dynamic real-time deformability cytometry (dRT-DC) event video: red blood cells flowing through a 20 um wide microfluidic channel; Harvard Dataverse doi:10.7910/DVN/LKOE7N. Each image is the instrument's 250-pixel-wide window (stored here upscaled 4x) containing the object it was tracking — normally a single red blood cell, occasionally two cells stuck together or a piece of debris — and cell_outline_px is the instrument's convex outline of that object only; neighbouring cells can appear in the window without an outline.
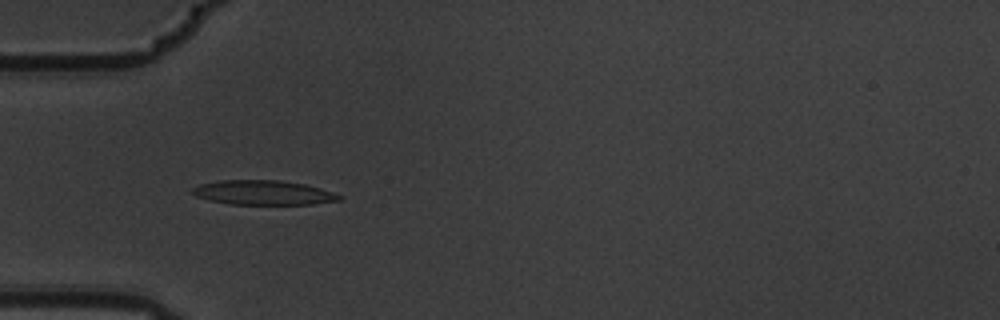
{"species": "common noctule bat (a hibernating species)", "species_latin": "Nyctalus noctula", "temperature_condition": "warm", "stored_images_in_passage": 10, "camera_frame_rate_fps": 3000, "um_per_image_px": 0.085, "animal": {"sex": "male", "body_mass_g": 19.5, "forearm_length_mm": 54.6}, "frame": {"image": 1, "passage_image": 5, "time_ms": 1.333, "image_size_px": [1000, 320], "cell_outline_px": [[344, 196], [340, 200], [312, 204], [228, 204], [208, 200], [196, 196], [192, 192], [192, 188], [200, 184], [220, 180], [280, 180], [304, 184], [320, 188]], "centroid_in_image_um": [22.37, 16.37], "position_along_channel_um": 62.6, "area_um2": 20.92}}
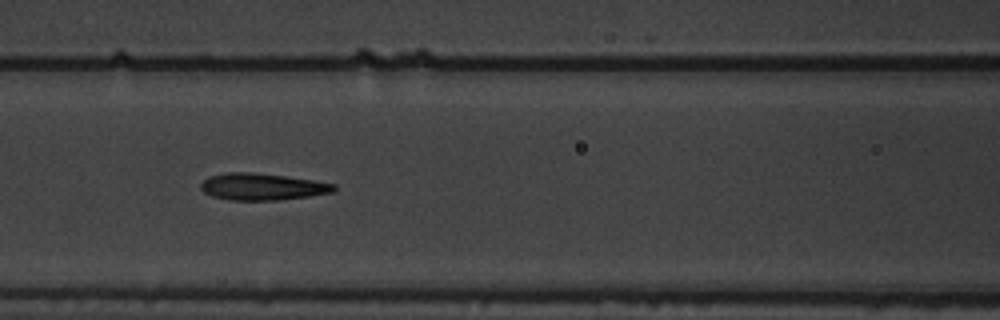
{"frame": {"image": 2, "passage_image": 7, "time_ms": 2.0, "image_size_px": [1000, 320], "cell_outline_px": [[336, 192], [308, 196], [276, 200], [228, 200], [212, 196], [204, 192], [200, 188], [200, 184], [208, 176], [228, 172], [252, 172], [284, 176], [312, 180], [336, 184]], "centroid_in_image_um": [22.28, 15.87], "position_along_channel_um": 144.3, "area_um2": 20.81}}
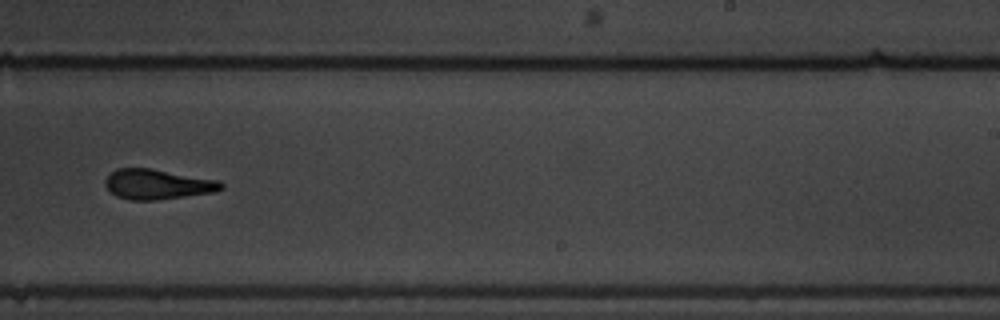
{"frame": {"image": 3, "passage_image": 10, "time_ms": 3.0, "image_size_px": [1000, 320], "cell_outline_px": [[224, 188], [216, 192], [156, 200], [128, 200], [116, 196], [104, 184], [104, 180], [116, 168], [152, 168], [220, 180], [224, 184]], "centroid_in_image_um": [13.42, 15.66], "position_along_channel_um": 275.6, "area_um2": 20.52}}